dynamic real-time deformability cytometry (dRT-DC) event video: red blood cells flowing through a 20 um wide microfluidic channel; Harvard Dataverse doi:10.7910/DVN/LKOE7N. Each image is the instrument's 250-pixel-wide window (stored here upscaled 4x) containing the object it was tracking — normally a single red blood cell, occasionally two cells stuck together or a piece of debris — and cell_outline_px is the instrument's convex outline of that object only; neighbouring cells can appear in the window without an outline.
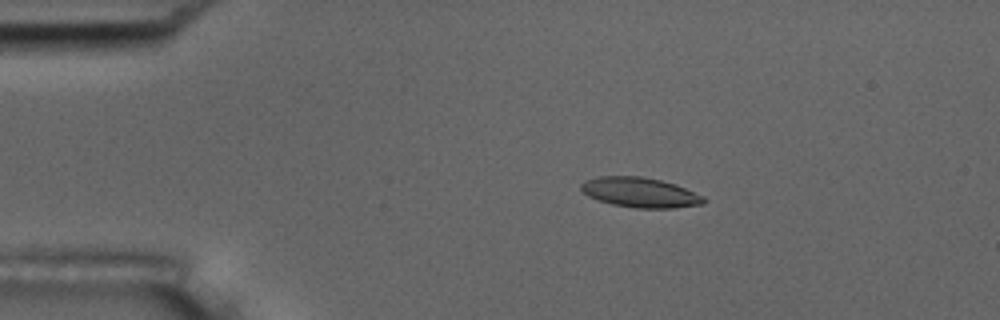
{"species": "common noctule bat (a hibernating species)", "species_latin": "Nyctalus noctula", "temperature_condition": "room temperature", "stored_images_in_passage": 56, "camera_frame_rate_fps": 3000, "um_per_image_px": 0.085, "animal": {"sex": "male", "body_mass_g": 17.5, "forearm_length_mm": 52.3}, "frame": {"image": 1, "passage_image": 10, "time_ms": 3.0, "image_size_px": [1000, 320], "cell_outline_px": [[704, 200], [700, 204], [664, 208], [644, 208], [616, 204], [600, 200], [584, 192], [580, 188], [584, 184], [592, 180], [608, 176], [636, 176], [656, 180], [672, 184], [684, 188], [692, 192]], "centroid_in_image_um": [54.4, 16.36], "position_along_channel_um": 30.6, "area_um2": 19.71}}
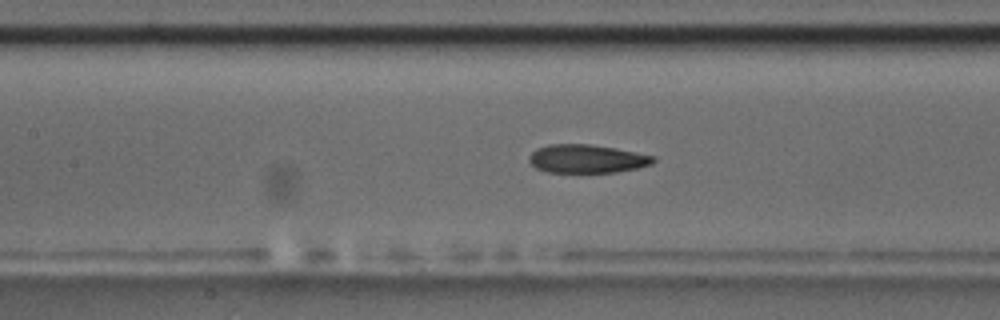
{"frame": {"image": 2, "passage_image": 25, "time_ms": 8.0, "image_size_px": [1000, 320], "cell_outline_px": [[652, 160], [648, 164], [632, 168], [608, 172], [552, 172], [540, 168], [532, 164], [532, 152], [540, 148], [556, 144], [584, 144], [612, 148], [652, 156]], "centroid_in_image_um": [49.84, 13.49], "position_along_channel_um": 157.6, "area_um2": 19.13}}
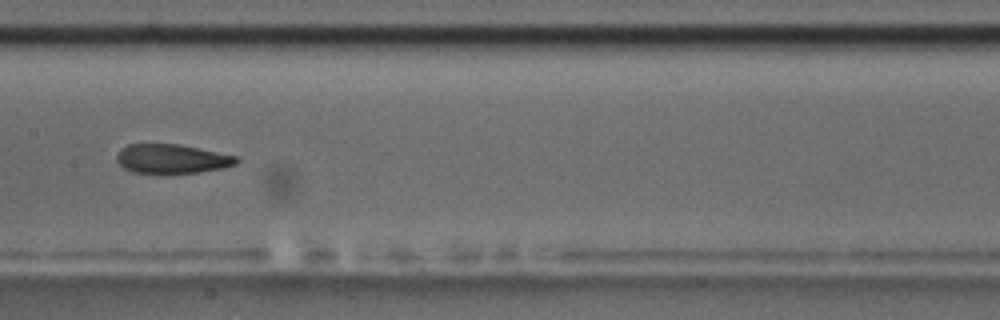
{"frame": {"image": 3, "passage_image": 28, "time_ms": 9.0, "image_size_px": [1000, 320], "cell_outline_px": [[236, 160], [232, 164], [216, 168], [192, 172], [140, 172], [128, 168], [120, 160], [120, 152], [124, 148], [132, 144], [172, 144], [196, 148], [236, 156]], "centroid_in_image_um": [14.63, 13.47], "position_along_channel_um": 192.8, "area_um2": 18.55}, "authors_computed_cell_mechanics": {"area_um2": 19.2763, "velocity_mm_per_s": 3.5684, "shape_relaxation_time_tau1_ms": null, "shape_relaxation_time_tau2_ms": 2.7506, "deformation_change_tau1": null, "deformation_change_tau2": 0.108}}